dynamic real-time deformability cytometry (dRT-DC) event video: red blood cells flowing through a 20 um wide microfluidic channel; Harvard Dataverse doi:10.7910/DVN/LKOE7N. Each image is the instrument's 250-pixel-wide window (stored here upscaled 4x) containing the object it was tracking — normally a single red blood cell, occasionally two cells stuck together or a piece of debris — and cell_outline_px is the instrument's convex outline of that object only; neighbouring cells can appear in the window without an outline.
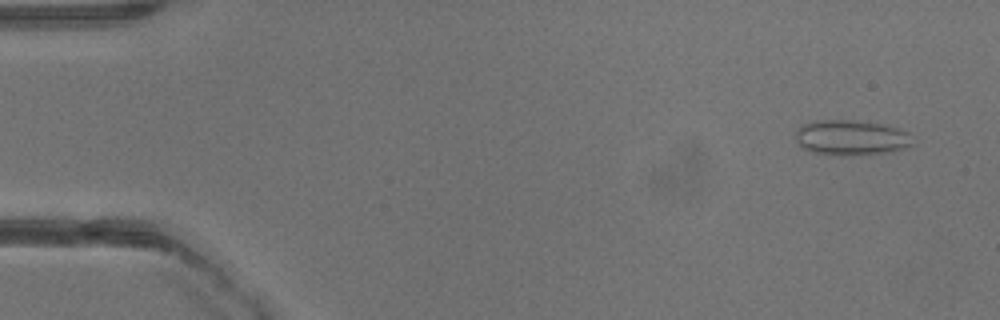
{"species": "common noctule bat (a hibernating species)", "species_latin": "Nyctalus noctula", "temperature_condition": "warm", "stored_images_in_passage": 41, "camera_frame_rate_fps": 3000, "um_per_image_px": 0.085, "animal": {"sex": "male", "body_mass_g": 13.3}, "frame": {"image": 1, "passage_image": 3, "time_ms": 0.667, "image_size_px": [1000, 320], "cell_outline_px": [[912, 144], [904, 148], [884, 152], [852, 156], [840, 156], [812, 152], [800, 148], [796, 140], [796, 132], [804, 124], [812, 120], [852, 120], [880, 124], [896, 128], [908, 132]], "centroid_in_image_um": [72.27, 11.71], "position_along_channel_um": 12.7, "area_um2": 23.93}}
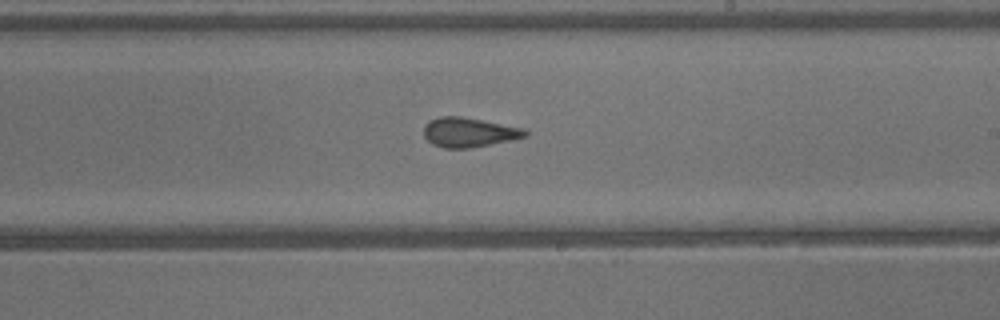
{"frame": {"image": 2, "passage_image": 24, "time_ms": 7.667, "image_size_px": [1000, 320], "cell_outline_px": [[528, 136], [512, 140], [468, 148], [444, 148], [432, 144], [424, 136], [424, 124], [428, 120], [440, 116], [460, 116], [524, 128], [528, 132]], "centroid_in_image_um": [39.84, 11.24], "position_along_channel_um": 249.2, "area_um2": 17.46}}
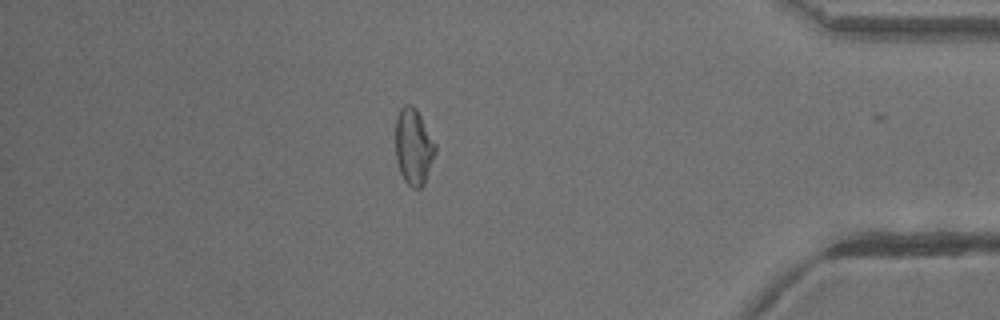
{"frame": {"image": 3, "passage_image": 35, "time_ms": 11.333, "image_size_px": [1000, 320], "cell_outline_px": [[436, 152], [424, 184], [420, 188], [412, 188], [404, 180], [400, 172], [396, 160], [396, 116], [400, 108], [404, 104], [412, 104], [416, 108], [436, 144]], "centroid_in_image_um": [35.15, 12.45], "position_along_channel_um": 400.1, "area_um2": 17.74}}